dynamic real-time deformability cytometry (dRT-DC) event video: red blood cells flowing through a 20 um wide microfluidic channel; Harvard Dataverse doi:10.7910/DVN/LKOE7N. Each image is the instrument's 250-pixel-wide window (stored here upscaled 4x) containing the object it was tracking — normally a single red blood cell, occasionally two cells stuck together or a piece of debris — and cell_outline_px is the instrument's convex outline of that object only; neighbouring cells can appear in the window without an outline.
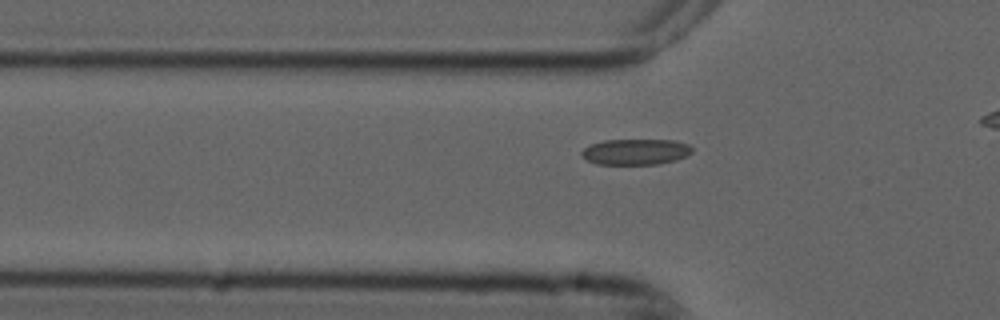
{"species": "common noctule bat (a hibernating species)", "species_latin": "Nyctalus noctula", "temperature_condition": "cold", "stored_images_in_passage": 41, "camera_frame_rate_fps": 3000, "um_per_image_px": 0.085, "animal": {"sex": "male", "forearm_length_mm": 52.5}, "frame": {"image": 1, "passage_image": 14, "time_ms": 4.333, "image_size_px": [1000, 320], "cell_outline_px": [[692, 152], [688, 156], [676, 160], [660, 164], [596, 164], [580, 156], [580, 152], [588, 144], [604, 140], [672, 140], [688, 144], [692, 148]], "centroid_in_image_um": [54.01, 12.9], "position_along_channel_um": 71.8, "area_um2": 16.82}}
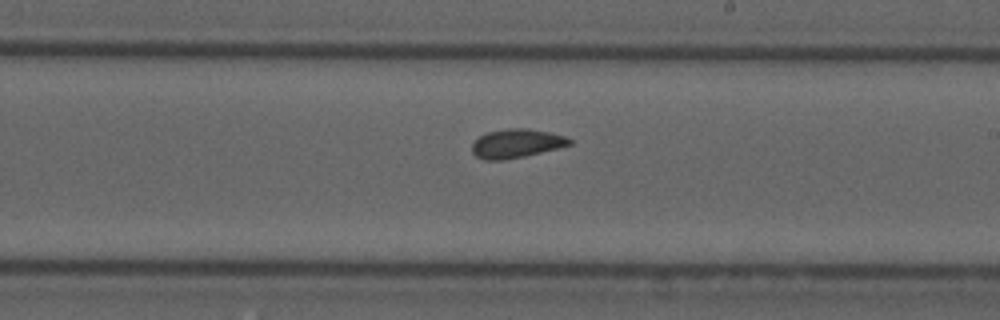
{"frame": {"image": 2, "passage_image": 28, "time_ms": 9.0, "image_size_px": [1000, 320], "cell_outline_px": [[572, 144], [560, 148], [524, 156], [504, 160], [484, 160], [476, 156], [472, 152], [472, 144], [480, 136], [488, 132], [508, 128], [528, 128], [548, 132], [564, 136], [572, 140]], "centroid_in_image_um": [43.9, 12.2], "position_along_channel_um": 245.1, "area_um2": 16.36}}
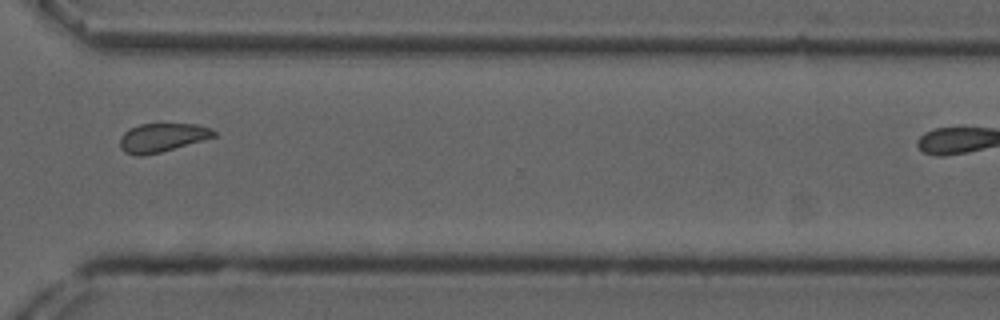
{"frame": {"image": 3, "passage_image": 37, "time_ms": 12.0, "image_size_px": [1000, 320], "cell_outline_px": [[216, 136], [160, 152], [144, 156], [136, 156], [124, 152], [120, 148], [120, 136], [128, 128], [140, 124], [200, 124], [212, 128], [216, 132]], "centroid_in_image_um": [13.76, 11.69], "position_along_channel_um": 356.8, "area_um2": 15.78}}